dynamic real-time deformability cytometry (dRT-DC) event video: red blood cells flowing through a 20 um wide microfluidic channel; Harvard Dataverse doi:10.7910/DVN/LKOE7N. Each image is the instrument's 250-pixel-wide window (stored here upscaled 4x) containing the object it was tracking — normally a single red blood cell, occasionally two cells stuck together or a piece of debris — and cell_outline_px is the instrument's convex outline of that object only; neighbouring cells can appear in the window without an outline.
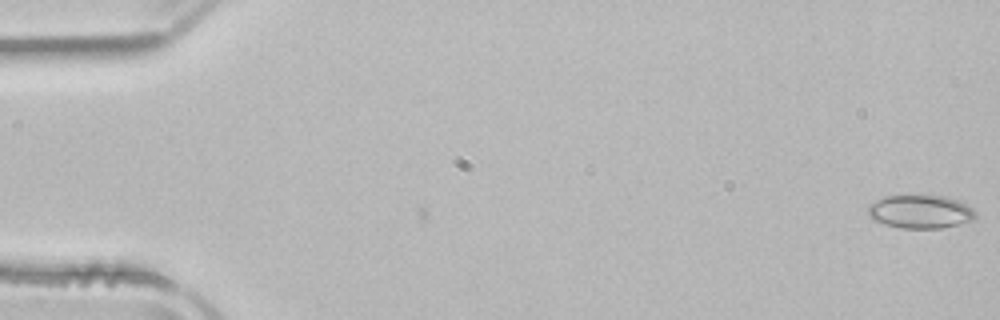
{"species": "common noctule bat (a hibernating species)", "species_latin": "Nyctalus noctula", "temperature_condition": "room temperature", "stored_images_in_passage": 5, "camera_frame_rate_fps": 3000, "um_per_image_px": 0.085, "animal": {"sex": "male", "body_mass_g": 21.5, "forearm_length_mm": 52.0}, "frame": {"image": 1, "passage_image": 5, "time_ms": 1.333, "image_size_px": [1000, 320], "cell_outline_px": [[976, 216], [972, 220], [940, 228], [900, 228], [884, 224], [872, 220], [868, 216], [868, 204], [884, 196], [908, 192], [944, 196], [968, 204], [976, 212]], "centroid_in_image_um": [78.16, 17.94], "position_along_channel_um": 6.8, "area_um2": 21.73}}